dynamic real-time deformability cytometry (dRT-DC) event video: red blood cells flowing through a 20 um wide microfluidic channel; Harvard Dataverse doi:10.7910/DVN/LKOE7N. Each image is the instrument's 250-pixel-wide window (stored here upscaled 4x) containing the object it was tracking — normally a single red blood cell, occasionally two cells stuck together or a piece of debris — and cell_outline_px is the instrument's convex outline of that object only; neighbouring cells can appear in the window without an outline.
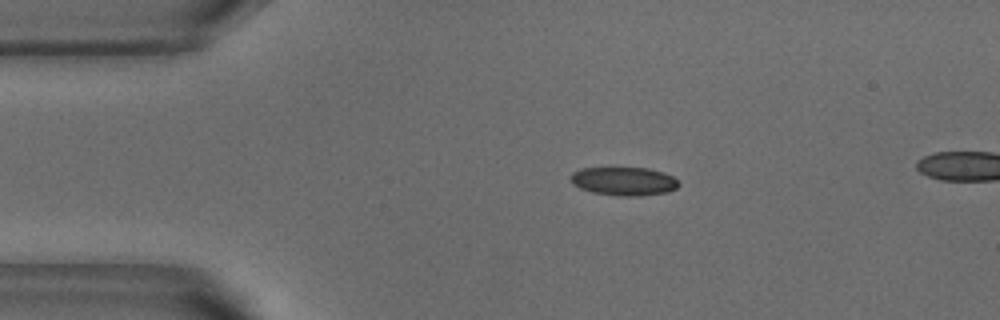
{"species": "common noctule bat (a hibernating species)", "species_latin": "Nyctalus noctula", "temperature_condition": "warm", "stored_images_in_passage": 7, "camera_frame_rate_fps": 3000, "um_per_image_px": 0.085, "animal": {"sex": "male", "body_mass_g": 18.8}, "frame": {"image": 1, "passage_image": 1, "time_ms": 0.0, "image_size_px": [1000, 320], "cell_outline_px": [[680, 184], [676, 188], [668, 192], [640, 196], [620, 196], [592, 192], [580, 188], [572, 184], [568, 176], [572, 172], [580, 168], [648, 168], [664, 172], [672, 176]], "centroid_in_image_um": [53.0, 15.4], "position_along_channel_um": 32.0, "area_um2": 18.09}}